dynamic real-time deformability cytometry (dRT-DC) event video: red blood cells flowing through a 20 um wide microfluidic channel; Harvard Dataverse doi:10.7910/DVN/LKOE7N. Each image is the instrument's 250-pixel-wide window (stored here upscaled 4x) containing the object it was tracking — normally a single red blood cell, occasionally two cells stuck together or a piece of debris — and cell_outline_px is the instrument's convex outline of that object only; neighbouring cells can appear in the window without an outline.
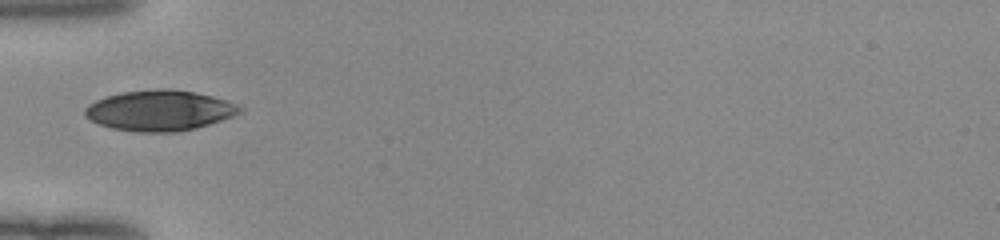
{"species": "human", "species_latin": "Homo sapiens", "temperature_condition": "room temperature", "stored_images_in_passage": 35, "camera_frame_rate_fps": 3000, "um_per_image_px": 0.085, "donor": {"sex": "female"}, "frame": {"image": 1, "passage_image": 1, "time_ms": 0.0, "image_size_px": [1000, 240], "cell_outline_px": [[244, 108], [240, 112], [232, 116], [196, 128], [172, 132], [136, 132], [112, 128], [100, 124], [84, 116], [84, 108], [88, 104], [96, 100], [108, 96], [124, 92], [156, 88], [168, 88], [196, 92], [212, 96], [236, 104]], "centroid_in_image_um": [13.54, 9.38], "position_along_channel_um": 71.5, "area_um2": 36.41}}
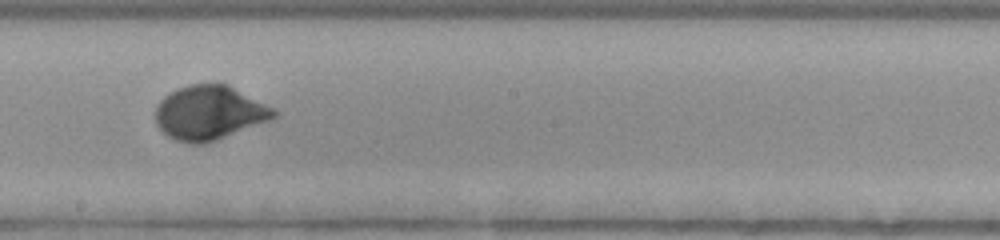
{"frame": {"image": 2, "passage_image": 13, "time_ms": 4.0, "image_size_px": [1000, 240], "cell_outline_px": [[276, 116], [272, 120], [216, 140], [204, 144], [192, 144], [176, 140], [168, 136], [156, 124], [156, 104], [164, 96], [176, 88], [192, 84], [228, 84], [276, 108]], "centroid_in_image_um": [17.82, 9.58], "position_along_channel_um": 230.4, "area_um2": 37.63}}
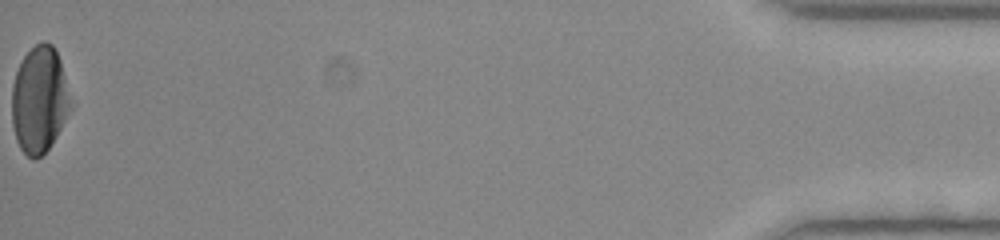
{"frame": {"image": 3, "passage_image": 35, "time_ms": 11.333, "image_size_px": [1000, 240], "cell_outline_px": [[72, 108], [56, 136], [48, 148], [36, 160], [32, 160], [20, 148], [16, 140], [12, 124], [12, 84], [16, 72], [24, 56], [36, 44], [44, 40], [52, 44], [60, 60]], "centroid_in_image_um": [3.33, 8.49], "position_along_channel_um": 431.9, "area_um2": 36.18}, "authors_computed_cell_mechanics": {"area_um2": 36.8764, "velocity_mm_per_s": 3.983, "shape_relaxation_time_tau1_ms": 2.7623, "shape_relaxation_time_tau2_ms": null, "deformation_change_tau1": 0.1776, "deformation_change_tau2": null}}